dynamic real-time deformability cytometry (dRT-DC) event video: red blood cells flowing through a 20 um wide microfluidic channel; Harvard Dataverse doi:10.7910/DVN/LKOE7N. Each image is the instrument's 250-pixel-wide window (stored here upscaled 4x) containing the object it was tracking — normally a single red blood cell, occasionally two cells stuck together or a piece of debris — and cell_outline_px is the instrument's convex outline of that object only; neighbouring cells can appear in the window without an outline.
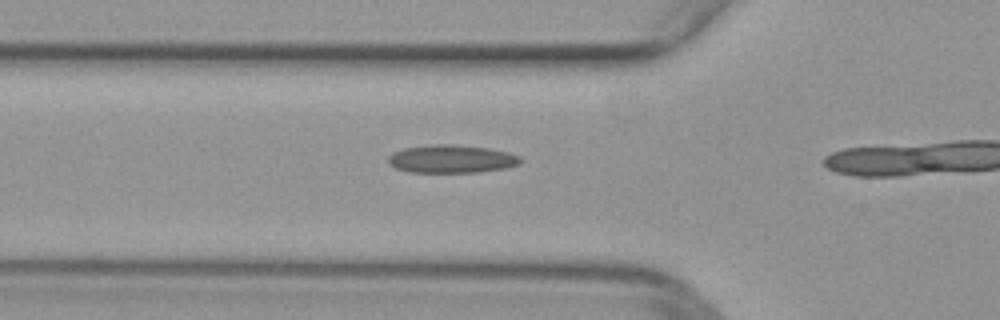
{"species": "common noctule bat (a hibernating species)", "species_latin": "Nyctalus noctula", "temperature_condition": "warm", "stored_images_in_passage": 14, "camera_frame_rate_fps": 3000, "um_per_image_px": 0.085, "animal": {"sex": "female", "body_mass_g": 29.2, "forearm_length_mm": 56.3}, "frame": {"image": 1, "passage_image": 10, "time_ms": 3.0, "image_size_px": [1000, 320], "cell_outline_px": [[520, 164], [504, 168], [480, 172], [408, 172], [396, 168], [388, 164], [388, 156], [392, 152], [404, 148], [436, 144], [452, 144], [488, 148], [508, 152], [520, 156]], "centroid_in_image_um": [38.35, 13.51], "position_along_channel_um": 87.5, "area_um2": 21.62}}